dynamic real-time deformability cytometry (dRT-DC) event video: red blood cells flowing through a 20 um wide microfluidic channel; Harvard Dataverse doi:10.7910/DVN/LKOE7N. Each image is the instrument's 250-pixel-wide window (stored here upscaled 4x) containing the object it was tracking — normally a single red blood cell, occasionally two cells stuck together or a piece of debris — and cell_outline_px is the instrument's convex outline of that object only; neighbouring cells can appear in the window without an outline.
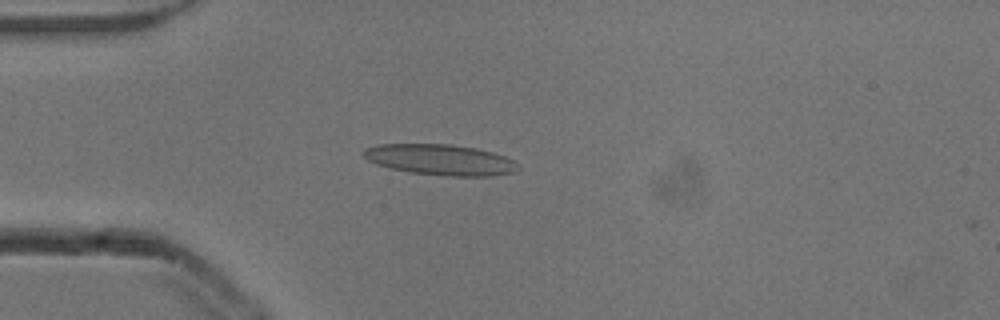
{"species": "common noctule bat (a hibernating species)", "species_latin": "Nyctalus noctula", "temperature_condition": "cold", "stored_images_in_passage": 43, "camera_frame_rate_fps": 3000, "um_per_image_px": 0.085, "animal": {"sex": "male", "body_mass_g": 13.3}, "frame": {"image": 1, "passage_image": 8, "time_ms": 2.333, "image_size_px": [1000, 320], "cell_outline_px": [[520, 168], [512, 172], [488, 176], [448, 176], [412, 172], [388, 168], [376, 164], [368, 160], [360, 152], [364, 148], [380, 144], [452, 144], [476, 148], [492, 152], [504, 156], [512, 160]], "centroid_in_image_um": [37.37, 13.57], "position_along_channel_um": 47.6, "area_um2": 27.63}}
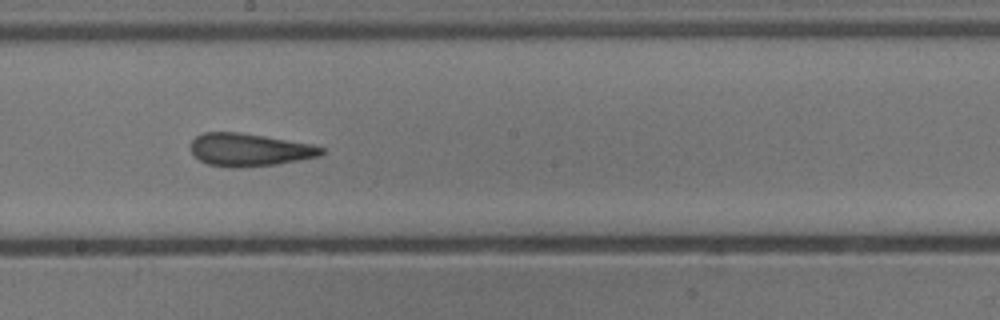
{"frame": {"image": 2, "passage_image": 23, "time_ms": 7.333, "image_size_px": [1000, 320], "cell_outline_px": [[324, 152], [320, 156], [276, 164], [236, 168], [228, 168], [208, 164], [200, 160], [192, 152], [192, 140], [196, 136], [204, 132], [240, 132], [312, 144], [324, 148]], "centroid_in_image_um": [21.2, 12.73], "position_along_channel_um": 227.0, "area_um2": 24.85}}
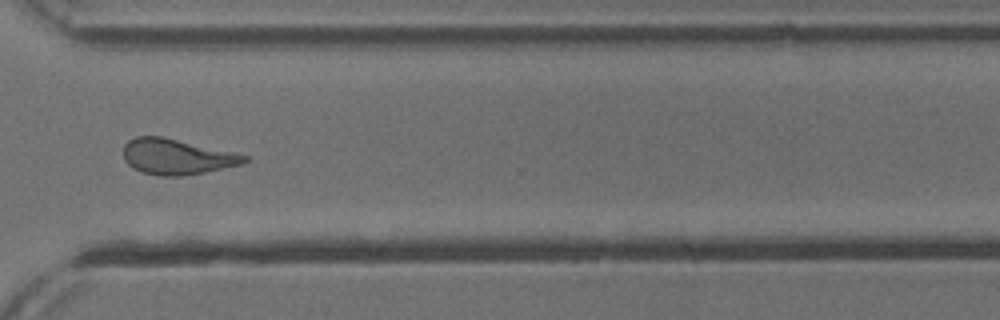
{"frame": {"image": 3, "passage_image": 33, "time_ms": 10.667, "image_size_px": [1000, 320], "cell_outline_px": [[248, 160], [244, 164], [184, 176], [160, 176], [144, 172], [132, 168], [124, 160], [124, 144], [128, 140], [136, 136], [160, 136], [232, 152], [248, 156]], "centroid_in_image_um": [15.0, 13.33], "position_along_channel_um": 355.6, "area_um2": 24.85}, "authors_computed_cell_mechanics": {"area_um2": 24.7384, "velocity_mm_per_s": 3.864, "shape_relaxation_time_tau1_ms": null, "shape_relaxation_time_tau2_ms": 2.7648, "deformation_change_tau1": null, "deformation_change_tau2": 0.1238}}